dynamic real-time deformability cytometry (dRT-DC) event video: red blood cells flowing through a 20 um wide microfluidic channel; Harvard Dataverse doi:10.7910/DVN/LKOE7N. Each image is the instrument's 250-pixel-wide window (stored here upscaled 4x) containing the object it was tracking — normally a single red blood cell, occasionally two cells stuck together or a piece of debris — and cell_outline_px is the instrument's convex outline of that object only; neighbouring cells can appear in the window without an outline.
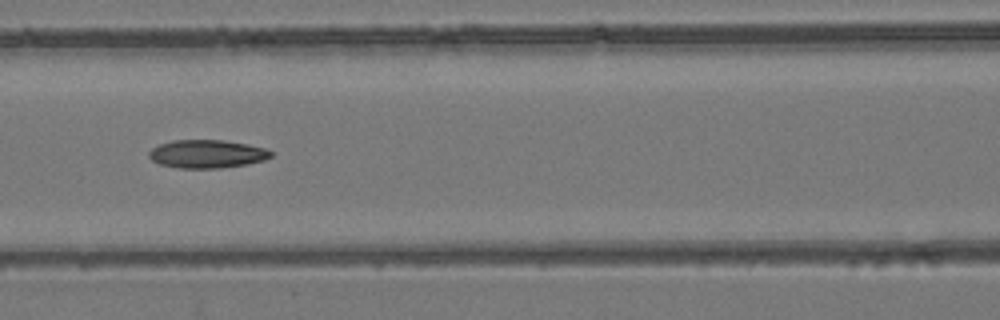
{"species": "common noctule bat (a hibernating species)", "species_latin": "Nyctalus noctula", "temperature_condition": "room temperature", "stored_images_in_passage": 8, "camera_frame_rate_fps": 3000, "um_per_image_px": 0.085, "animal": {"sex": "female", "body_mass_g": 24.6, "forearm_length_mm": 56.2}, "frame": {"image": 1, "passage_image": 7, "time_ms": 6.667, "image_size_px": [1000, 320], "cell_outline_px": [[272, 156], [264, 160], [248, 164], [220, 168], [180, 168], [160, 164], [152, 160], [148, 156], [148, 152], [152, 148], [160, 144], [172, 140], [224, 140], [248, 144], [264, 148], [272, 152]], "centroid_in_image_um": [17.59, 13.08], "position_along_channel_um": 149.0, "area_um2": 20.06}}
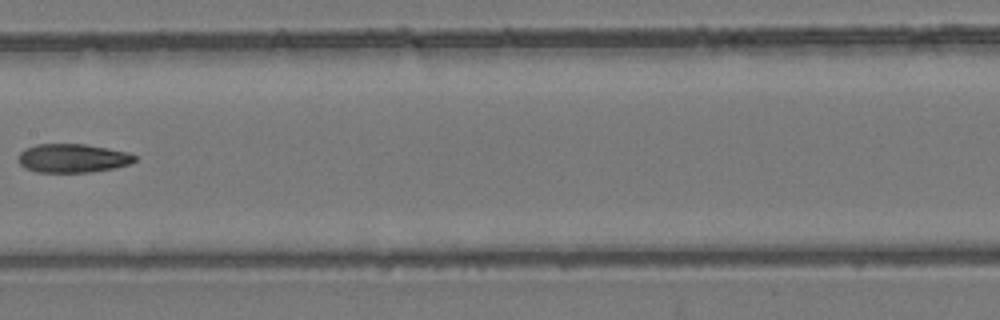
{"frame": {"image": 2, "passage_image": 8, "time_ms": 8.0, "image_size_px": [1000, 320], "cell_outline_px": [[136, 160], [128, 164], [112, 168], [88, 172], [36, 172], [24, 168], [16, 160], [20, 152], [24, 148], [36, 144], [84, 144], [108, 148], [128, 152], [136, 156]], "centroid_in_image_um": [6.12, 13.44], "position_along_channel_um": 201.3, "area_um2": 19.54}}